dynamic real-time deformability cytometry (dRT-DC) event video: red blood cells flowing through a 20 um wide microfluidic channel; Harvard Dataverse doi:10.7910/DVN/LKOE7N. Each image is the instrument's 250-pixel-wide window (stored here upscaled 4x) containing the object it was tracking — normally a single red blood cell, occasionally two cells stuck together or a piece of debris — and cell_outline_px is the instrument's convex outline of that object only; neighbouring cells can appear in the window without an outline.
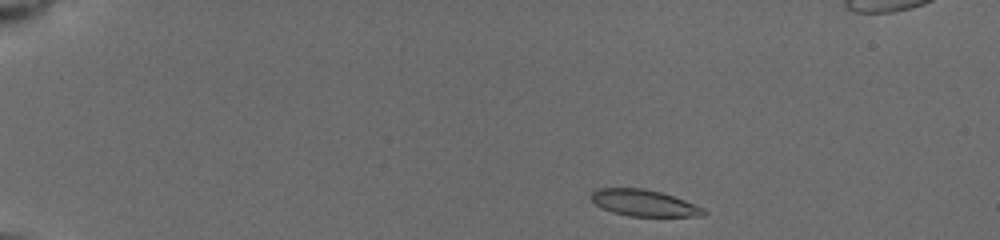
{"species": "common noctule bat (a hibernating species)", "species_latin": "Nyctalus noctula", "temperature_condition": "cold", "stored_images_in_passage": 40, "camera_frame_rate_fps": 3000, "um_per_image_px": 0.085, "animal": {"sex": "female", "body_mass_g": 19.5, "forearm_length_mm": 54.1}, "frame": {"image": 1, "passage_image": 1, "time_ms": 0.0, "image_size_px": [1000, 240], "cell_outline_px": [[708, 212], [704, 216], [628, 216], [612, 212], [600, 208], [592, 200], [592, 192], [596, 188], [640, 188], [660, 192], [684, 200], [704, 208]], "centroid_in_image_um": [54.73, 17.26], "position_along_channel_um": 30.3, "area_um2": 17.28}}
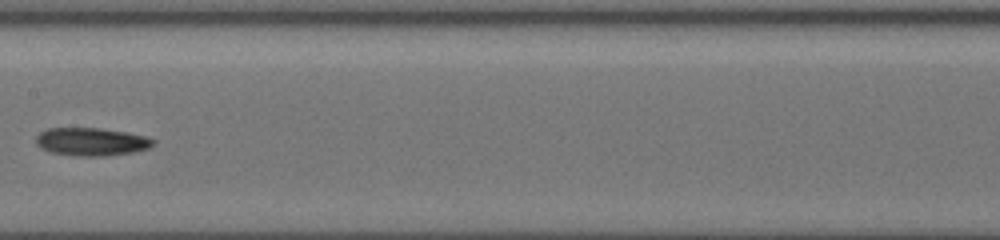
{"frame": {"image": 2, "passage_image": 19, "time_ms": 6.667, "image_size_px": [1000, 240], "cell_outline_px": [[156, 144], [148, 148], [136, 152], [104, 156], [76, 156], [52, 152], [40, 148], [36, 144], [36, 136], [40, 132], [48, 128], [100, 128], [128, 132], [148, 136], [156, 140]], "centroid_in_image_um": [7.82, 12.04], "position_along_channel_um": 199.6, "area_um2": 19.42}}
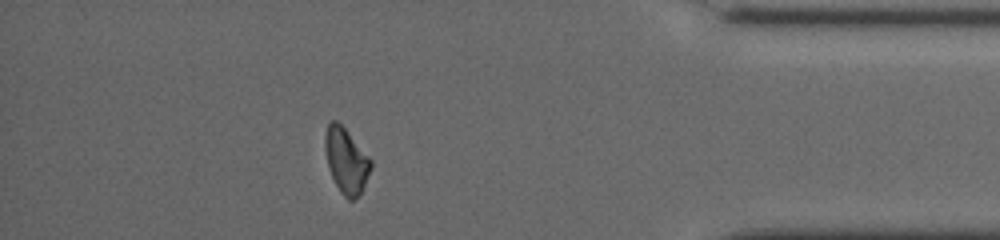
{"frame": {"image": 3, "passage_image": 33, "time_ms": 12.667, "image_size_px": [1000, 240], "cell_outline_px": [[372, 168], [364, 188], [352, 200], [348, 200], [340, 192], [332, 176], [328, 164], [324, 148], [324, 136], [328, 124], [332, 120], [336, 120], [344, 128], [372, 160]], "centroid_in_image_um": [29.43, 13.66], "position_along_channel_um": 405.8, "area_um2": 17.22}, "authors_computed_cell_mechanics": {"area_um2": 18.1492, "velocity_mm_per_s": 3.9391, "shape_relaxation_time_tau1_ms": 5.4208, "shape_relaxation_time_tau2_ms": null, "deformation_change_tau1": 0.1595, "deformation_change_tau2": null}}